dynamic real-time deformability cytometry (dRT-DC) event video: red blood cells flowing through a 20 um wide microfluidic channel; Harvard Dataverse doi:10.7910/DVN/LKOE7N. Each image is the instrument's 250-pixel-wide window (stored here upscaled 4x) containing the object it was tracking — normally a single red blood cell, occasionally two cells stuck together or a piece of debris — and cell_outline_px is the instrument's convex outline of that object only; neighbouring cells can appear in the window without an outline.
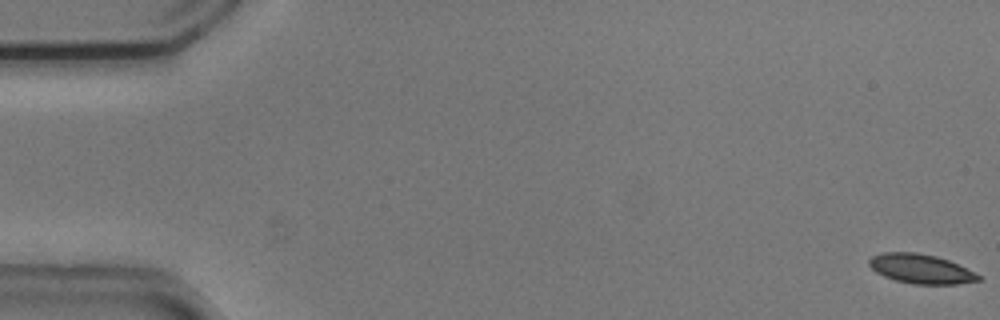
{"species": "common noctule bat (a hibernating species)", "species_latin": "Nyctalus noctula", "temperature_condition": "cold", "stored_images_in_passage": 55, "camera_frame_rate_fps": 3000, "um_per_image_px": 0.085, "animal": {"sex": "male", "body_mass_g": 20.5, "forearm_length_mm": 52.5}, "frame": {"image": 1, "passage_image": 1, "time_ms": 0.0, "image_size_px": [1000, 320], "cell_outline_px": [[980, 280], [956, 284], [912, 284], [896, 280], [884, 276], [876, 272], [868, 264], [868, 260], [872, 256], [880, 252], [916, 252], [936, 256], [948, 260], [980, 276]], "centroid_in_image_um": [78.2, 22.84], "position_along_channel_um": 6.8, "area_um2": 18.5}}
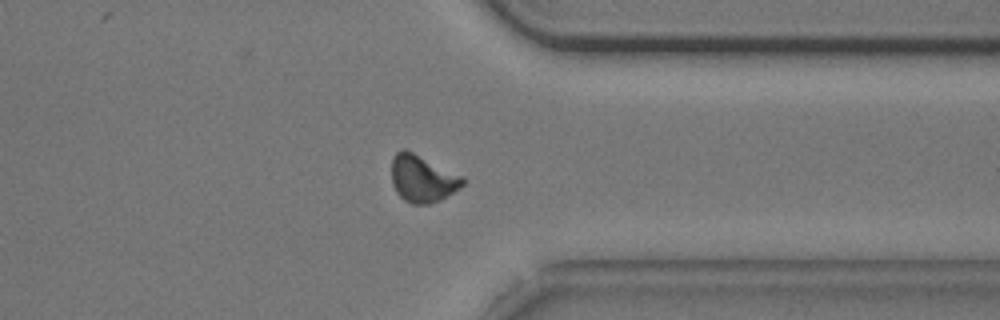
{"frame": {"image": 2, "passage_image": 43, "time_ms": 14.0, "image_size_px": [1000, 320], "cell_outline_px": [[464, 184], [460, 188], [440, 200], [428, 204], [412, 204], [404, 200], [396, 192], [392, 184], [392, 156], [396, 152], [404, 148], [464, 176]], "centroid_in_image_um": [35.9, 15.18], "position_along_channel_um": 375.5, "area_um2": 19.59}}
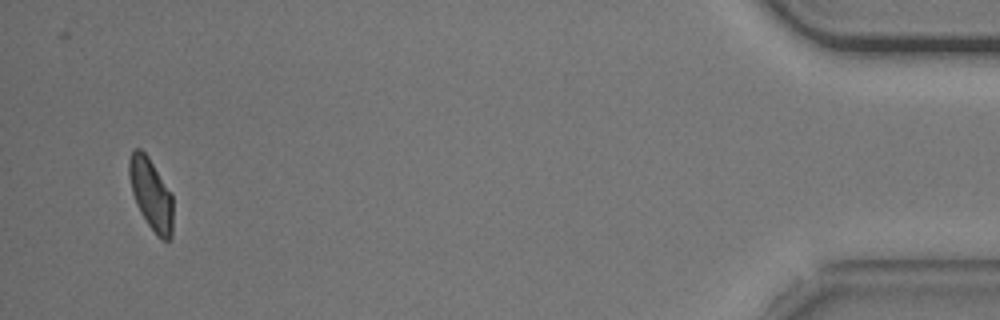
{"frame": {"image": 3, "passage_image": 53, "time_ms": 17.333, "image_size_px": [1000, 320], "cell_outline_px": [[172, 236], [168, 240], [160, 240], [156, 236], [140, 212], [136, 204], [132, 192], [128, 172], [128, 160], [132, 152], [136, 148], [140, 148], [148, 156], [172, 192]], "centroid_in_image_um": [12.84, 16.5], "position_along_channel_um": 422.4, "area_um2": 18.44}, "authors_computed_cell_mechanics": {"area_um2": 19.1896, "velocity_mm_per_s": 3.7092, "shape_relaxation_time_tau1_ms": 1.9839, "shape_relaxation_time_tau2_ms": 3.2021, "deformation_change_tau1": 0.1007, "deformation_change_tau2": 0.085}}